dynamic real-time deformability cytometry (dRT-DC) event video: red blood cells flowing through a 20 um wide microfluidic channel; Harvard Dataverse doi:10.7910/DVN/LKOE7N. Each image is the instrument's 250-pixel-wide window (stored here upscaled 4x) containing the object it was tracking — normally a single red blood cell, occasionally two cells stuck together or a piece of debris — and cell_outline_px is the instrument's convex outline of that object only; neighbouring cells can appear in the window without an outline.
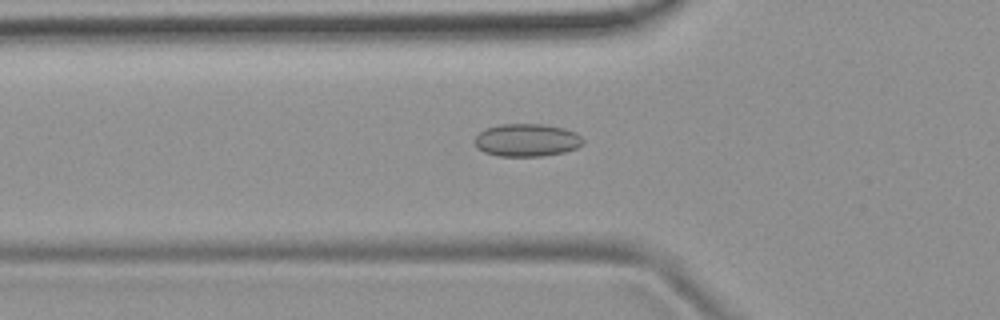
{"species": "common noctule bat (a hibernating species)", "species_latin": "Nyctalus noctula", "temperature_condition": "room temperature", "stored_images_in_passage": 39, "camera_frame_rate_fps": 3000, "um_per_image_px": 0.085, "animal": {"sex": "female", "body_mass_g": 19.9}, "frame": {"image": 1, "passage_image": 5, "time_ms": 1.333, "image_size_px": [1000, 320], "cell_outline_px": [[584, 144], [576, 148], [564, 152], [544, 156], [496, 156], [484, 152], [476, 148], [476, 136], [480, 132], [488, 128], [500, 124], [544, 124], [564, 128], [576, 132], [584, 140]], "centroid_in_image_um": [44.81, 11.91], "position_along_channel_um": 81.0, "area_um2": 20.75}}
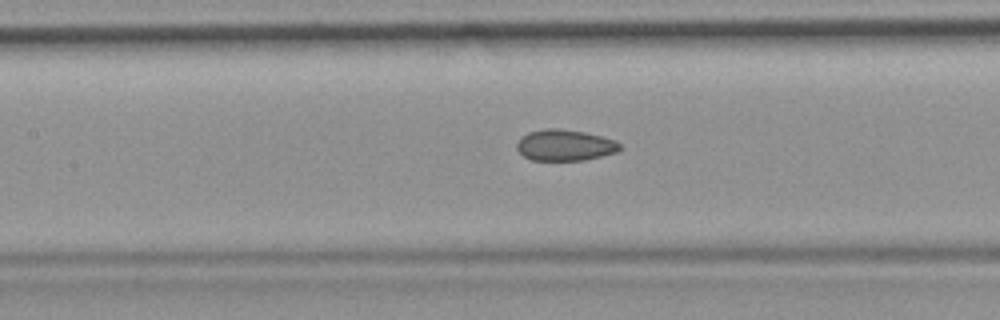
{"frame": {"image": 2, "passage_image": 11, "time_ms": 3.333, "image_size_px": [1000, 320], "cell_outline_px": [[620, 148], [616, 152], [584, 160], [532, 160], [524, 156], [516, 148], [516, 144], [520, 136], [528, 132], [544, 128], [560, 128], [584, 132], [616, 140], [620, 144]], "centroid_in_image_um": [47.97, 12.33], "position_along_channel_um": 159.4, "area_um2": 18.73}}
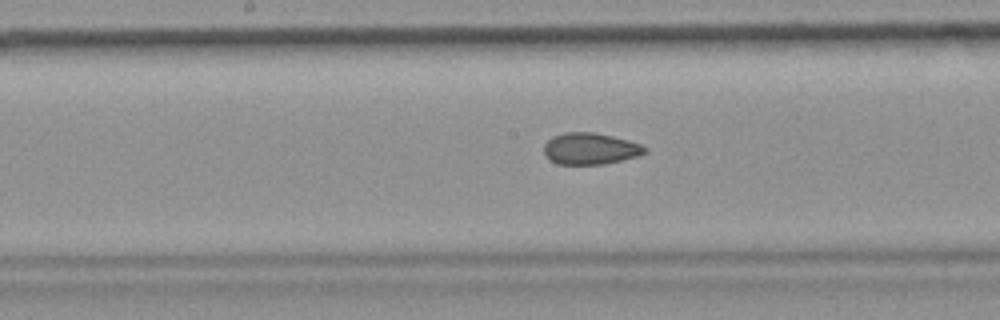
{"frame": {"image": 3, "passage_image": 14, "time_ms": 4.333, "image_size_px": [1000, 320], "cell_outline_px": [[648, 152], [640, 156], [604, 164], [556, 164], [544, 156], [544, 144], [552, 136], [564, 132], [592, 132], [612, 136], [628, 140], [640, 144], [648, 148]], "centroid_in_image_um": [50.17, 12.64], "position_along_channel_um": 198.0, "area_um2": 18.79}, "authors_computed_cell_mechanics": {"area_um2": 18.9006, "velocity_mm_per_s": 3.8905, "shape_relaxation_time_tau1_ms": null, "shape_relaxation_time_tau2_ms": 2.3403, "deformation_change_tau1": null, "deformation_change_tau2": 0.0668}}